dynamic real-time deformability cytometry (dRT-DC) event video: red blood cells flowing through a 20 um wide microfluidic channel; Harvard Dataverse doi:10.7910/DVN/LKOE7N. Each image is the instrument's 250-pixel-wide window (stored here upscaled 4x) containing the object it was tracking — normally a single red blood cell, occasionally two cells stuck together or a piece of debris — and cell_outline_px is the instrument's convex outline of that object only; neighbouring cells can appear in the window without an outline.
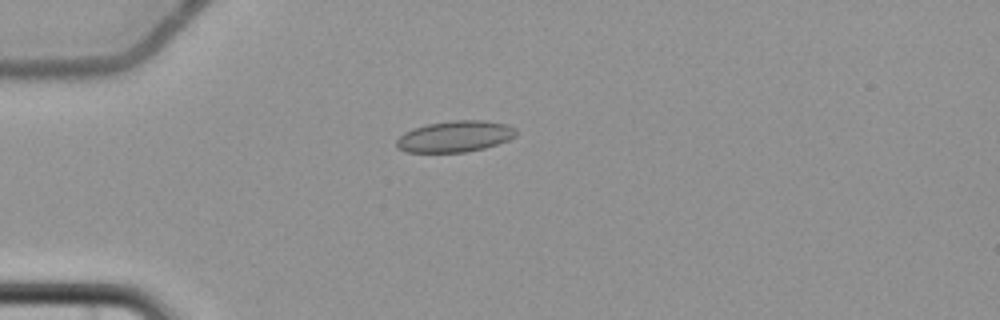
{"species": "common noctule bat (a hibernating species)", "species_latin": "Nyctalus noctula", "temperature_condition": "cold", "stored_images_in_passage": 5, "camera_frame_rate_fps": 3000, "um_per_image_px": 0.085, "animal": {"sex": "female", "body_mass_g": 22.7, "forearm_length_mm": 54.2}, "frame": {"image": 1, "passage_image": 4, "time_ms": 4.333, "image_size_px": [1000, 320], "cell_outline_px": [[516, 136], [508, 140], [484, 148], [464, 152], [404, 152], [396, 148], [396, 140], [404, 132], [412, 128], [428, 124], [452, 120], [484, 120], [508, 124], [516, 128]], "centroid_in_image_um": [38.66, 11.59], "position_along_channel_um": 46.3, "area_um2": 21.91}}